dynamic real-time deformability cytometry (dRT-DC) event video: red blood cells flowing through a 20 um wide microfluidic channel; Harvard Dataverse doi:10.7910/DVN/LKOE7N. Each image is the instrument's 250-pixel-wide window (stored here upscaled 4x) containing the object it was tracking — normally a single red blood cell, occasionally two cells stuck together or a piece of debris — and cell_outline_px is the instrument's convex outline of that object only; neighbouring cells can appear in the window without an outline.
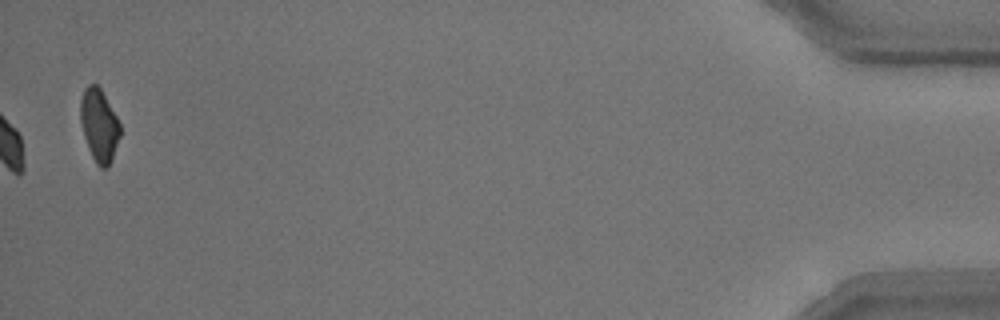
{"species": "common noctule bat (a hibernating species)", "species_latin": "Nyctalus noctula", "temperature_condition": "room temperature", "stored_images_in_passage": 53, "camera_frame_rate_fps": 3000, "um_per_image_px": 0.085, "animal": {"sex": "male", "body_mass_g": 15.6}, "frame": {"image": 1, "passage_image": 53, "time_ms": 17.333, "image_size_px": [1000, 320], "cell_outline_px": [[120, 136], [112, 160], [108, 168], [100, 168], [96, 164], [88, 148], [84, 136], [80, 120], [80, 100], [84, 88], [88, 84], [96, 84], [100, 88], [116, 116], [120, 124]], "centroid_in_image_um": [8.42, 10.67], "position_along_channel_um": 426.8, "area_um2": 16.82}, "authors_computed_cell_mechanics": {"area_um2": 19.8254, "velocity_mm_per_s": 3.7872, "shape_relaxation_time_tau1_ms": 4.2437, "shape_relaxation_time_tau2_ms": 3.9211, "deformation_change_tau1": 0.1424, "deformation_change_tau2": 0.1142}}